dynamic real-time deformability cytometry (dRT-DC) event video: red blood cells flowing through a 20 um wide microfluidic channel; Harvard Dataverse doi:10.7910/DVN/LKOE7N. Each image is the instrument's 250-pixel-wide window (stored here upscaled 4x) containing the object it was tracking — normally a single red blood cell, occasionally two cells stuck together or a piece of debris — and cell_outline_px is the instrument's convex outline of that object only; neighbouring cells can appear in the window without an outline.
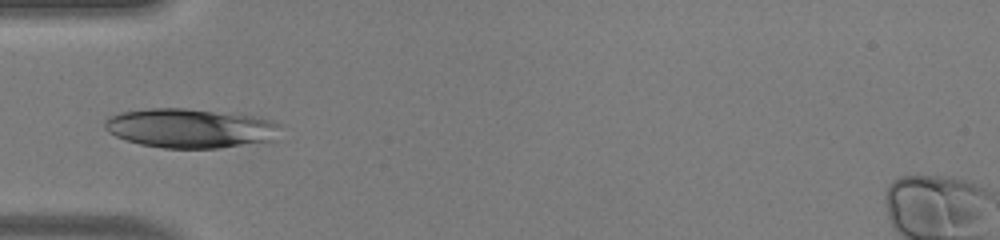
{"species": "human", "species_latin": "Homo sapiens", "temperature_condition": "warm", "stored_images_in_passage": 34, "camera_frame_rate_fps": 3000, "um_per_image_px": 0.085, "donor": {"sex": "male"}, "frame": {"image": 1, "passage_image": 1, "time_ms": 0.0, "image_size_px": [1000, 240], "cell_outline_px": [[284, 124], [272, 140], [220, 148], [164, 148], [140, 144], [116, 136], [108, 132], [104, 128], [104, 120], [108, 116], [120, 112], [148, 108], [184, 108], [252, 116], [272, 120]], "centroid_in_image_um": [16.14, 10.89], "position_along_channel_um": 68.9, "area_um2": 40.23}}
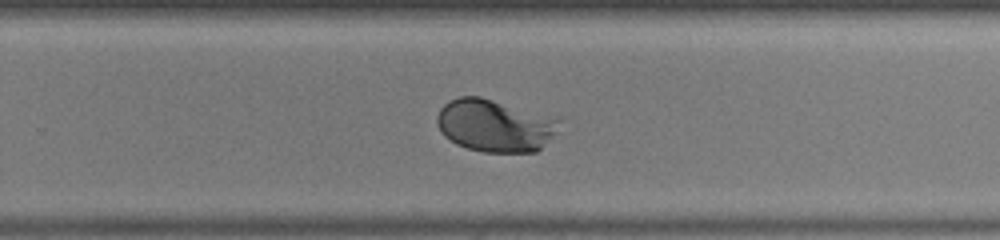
{"frame": {"image": 2, "passage_image": 17, "time_ms": 5.333, "image_size_px": [1000, 240], "cell_outline_px": [[564, 120], [552, 136], [536, 152], [484, 152], [468, 148], [456, 144], [444, 136], [440, 132], [436, 120], [436, 116], [440, 108], [448, 100], [460, 96], [480, 96], [556, 116]], "centroid_in_image_um": [42.07, 10.65], "position_along_channel_um": 287.7, "area_um2": 37.86}}
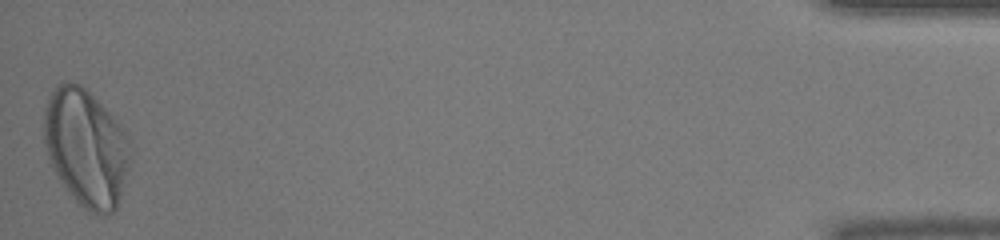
{"frame": {"image": 3, "passage_image": 34, "time_ms": 11.0, "image_size_px": [1000, 240], "cell_outline_px": [[128, 164], [120, 200], [116, 208], [112, 212], [104, 216], [100, 216], [88, 212], [72, 196], [60, 180], [48, 156], [44, 140], [44, 108], [48, 96], [56, 84], [60, 80], [68, 80], [80, 84], [120, 124], [128, 136]], "centroid_in_image_um": [7.28, 12.54], "position_along_channel_um": 427.9, "area_um2": 58.55}, "authors_computed_cell_mechanics": {"area_um2": 39.8531, "velocity_mm_per_s": 4.107, "shape_relaxation_time_tau1_ms": 1.8566, "shape_relaxation_time_tau2_ms": null, "deformation_change_tau1": 0.1847, "deformation_change_tau2": null}}